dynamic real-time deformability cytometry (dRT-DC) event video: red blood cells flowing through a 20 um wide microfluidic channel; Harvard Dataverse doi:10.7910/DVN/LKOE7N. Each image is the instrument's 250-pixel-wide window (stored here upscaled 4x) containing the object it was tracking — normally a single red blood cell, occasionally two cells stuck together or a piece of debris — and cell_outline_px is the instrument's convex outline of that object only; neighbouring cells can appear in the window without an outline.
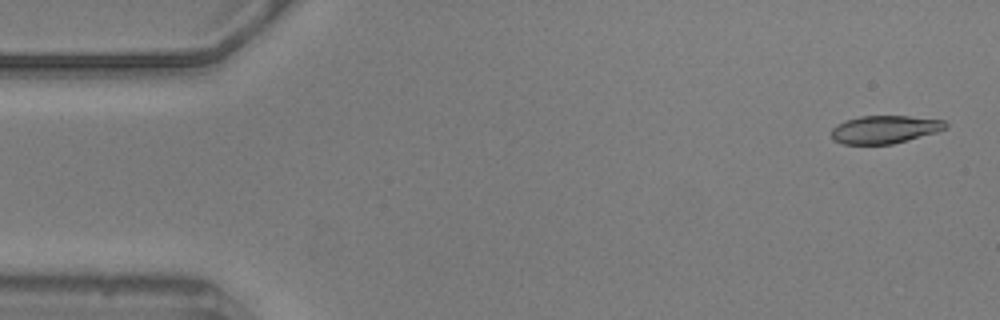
{"species": "common noctule bat (a hibernating species)", "species_latin": "Nyctalus noctula", "temperature_condition": "warm", "stored_images_in_passage": 14, "camera_frame_rate_fps": 3000, "um_per_image_px": 0.085, "animal": {"sex": "male", "body_mass_g": 20.5, "forearm_length_mm": 52.5}, "frame": {"image": 1, "passage_image": 2, "time_ms": 0.333, "image_size_px": [1000, 320], "cell_outline_px": [[948, 124], [944, 128], [936, 132], [892, 144], [844, 144], [832, 140], [832, 128], [836, 124], [844, 120], [860, 116], [908, 116], [944, 120]], "centroid_in_image_um": [75.15, 11.0], "position_along_channel_um": 9.8, "area_um2": 18.5}}
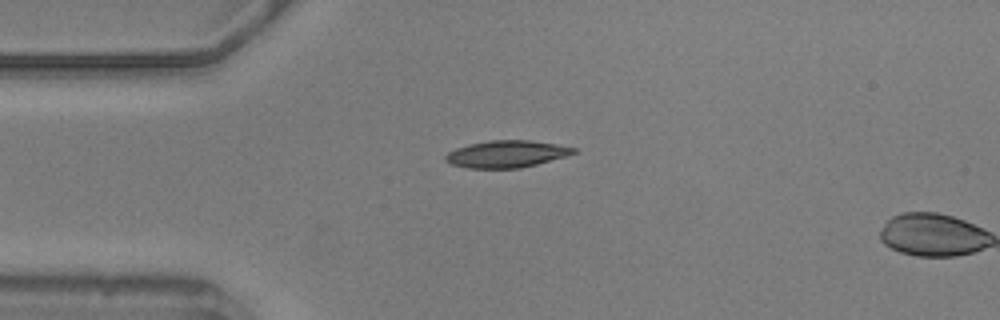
{"frame": {"image": 2, "passage_image": 13, "time_ms": 4.0, "image_size_px": [1000, 320], "cell_outline_px": [[576, 152], [564, 156], [536, 164], [520, 168], [468, 168], [452, 164], [444, 160], [444, 156], [448, 152], [456, 148], [468, 144], [488, 140], [532, 140], [556, 144], [576, 148]], "centroid_in_image_um": [43.01, 13.08], "position_along_channel_um": 42.0, "area_um2": 20.06}}